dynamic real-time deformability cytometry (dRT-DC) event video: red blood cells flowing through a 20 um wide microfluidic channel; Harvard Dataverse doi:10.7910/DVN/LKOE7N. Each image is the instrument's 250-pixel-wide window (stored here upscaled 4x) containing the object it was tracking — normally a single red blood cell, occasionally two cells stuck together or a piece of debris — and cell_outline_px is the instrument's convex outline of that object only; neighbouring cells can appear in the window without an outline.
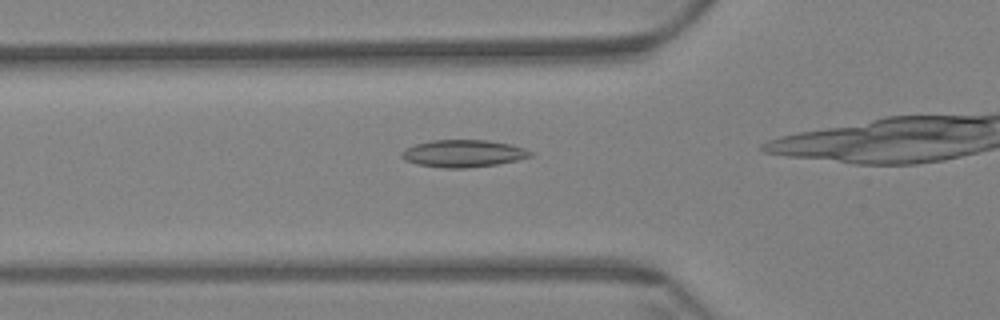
{"species": "Egyptian fruit bat (a non-hibernating species)", "species_latin": "Rousettus aegyptiacus", "temperature_condition": "warm", "stored_images_in_passage": 40, "camera_frame_rate_fps": 3000, "um_per_image_px": 0.085, "animal": {"sex": "female"}, "frame": {"image": 1, "passage_image": 13, "time_ms": 4.0, "image_size_px": [1000, 320], "cell_outline_px": [[532, 156], [516, 160], [496, 164], [464, 168], [444, 168], [420, 164], [404, 160], [400, 156], [400, 152], [404, 148], [416, 144], [432, 140], [484, 140], [512, 144], [524, 148], [532, 152]], "centroid_in_image_um": [39.35, 13.04], "position_along_channel_um": 86.5, "area_um2": 20.35}}
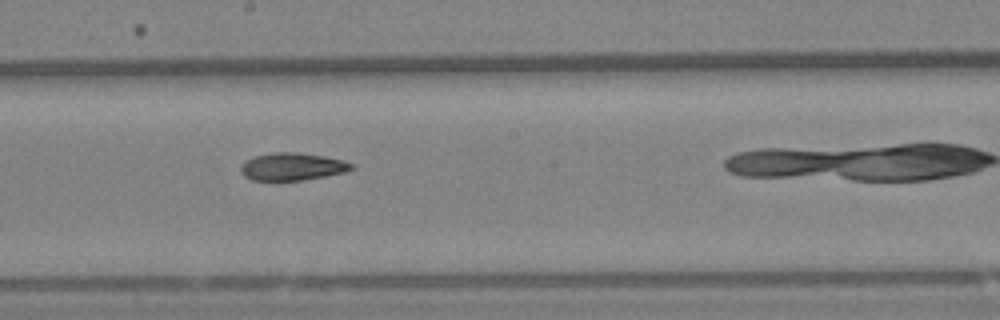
{"frame": {"image": 2, "passage_image": 25, "time_ms": 8.0, "image_size_px": [1000, 320], "cell_outline_px": [[356, 168], [344, 172], [324, 176], [300, 180], [252, 180], [244, 176], [240, 172], [240, 168], [244, 160], [256, 156], [272, 152], [296, 152], [324, 156], [344, 160], [356, 164]], "centroid_in_image_um": [24.86, 14.15], "position_along_channel_um": 223.3, "area_um2": 17.86}}
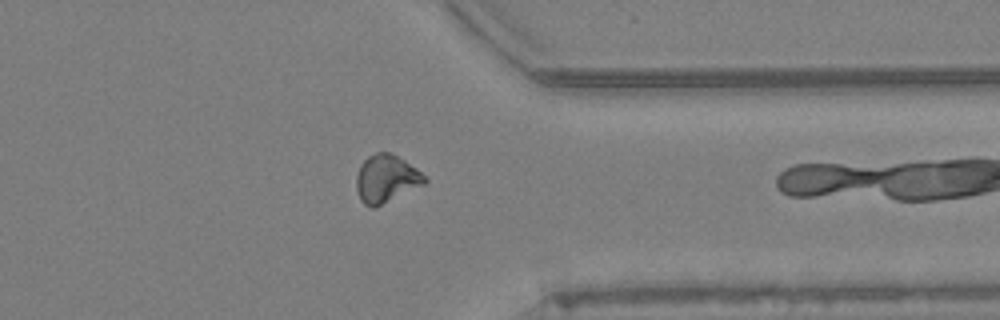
{"frame": {"image": 3, "passage_image": 39, "time_ms": 12.667, "image_size_px": [1000, 320], "cell_outline_px": [[428, 180], [424, 184], [376, 208], [372, 208], [364, 204], [360, 200], [356, 188], [356, 176], [360, 164], [368, 156], [376, 152], [392, 152], [416, 168]], "centroid_in_image_um": [32.8, 15.2], "position_along_channel_um": 378.6, "area_um2": 19.13}}